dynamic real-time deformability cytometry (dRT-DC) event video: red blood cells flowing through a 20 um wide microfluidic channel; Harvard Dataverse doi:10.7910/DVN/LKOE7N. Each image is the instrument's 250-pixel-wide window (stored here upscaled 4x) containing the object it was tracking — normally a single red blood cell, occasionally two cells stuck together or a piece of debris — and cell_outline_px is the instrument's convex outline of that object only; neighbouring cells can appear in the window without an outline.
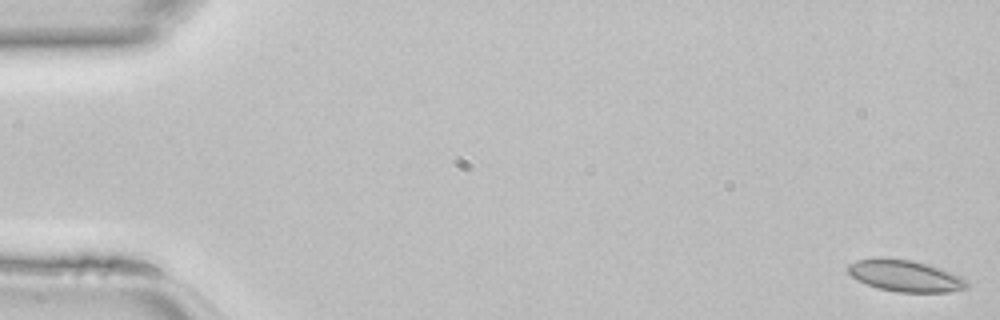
{"species": "common noctule bat (a hibernating species)", "species_latin": "Nyctalus noctula", "temperature_condition": "room temperature", "stored_images_in_passage": 24, "camera_frame_rate_fps": 3000, "um_per_image_px": 0.085, "animal": {"sex": "female", "body_mass_g": 22.7, "forearm_length_mm": 54.2}, "frame": {"image": 1, "passage_image": 1, "time_ms": 0.0, "image_size_px": [1000, 320], "cell_outline_px": [[968, 288], [948, 292], [900, 292], [880, 288], [868, 284], [852, 276], [848, 272], [848, 264], [856, 260], [876, 256], [884, 256], [912, 260], [928, 264], [940, 268], [960, 276], [968, 284]], "centroid_in_image_um": [76.92, 23.41], "position_along_channel_um": 8.1, "area_um2": 21.91}}